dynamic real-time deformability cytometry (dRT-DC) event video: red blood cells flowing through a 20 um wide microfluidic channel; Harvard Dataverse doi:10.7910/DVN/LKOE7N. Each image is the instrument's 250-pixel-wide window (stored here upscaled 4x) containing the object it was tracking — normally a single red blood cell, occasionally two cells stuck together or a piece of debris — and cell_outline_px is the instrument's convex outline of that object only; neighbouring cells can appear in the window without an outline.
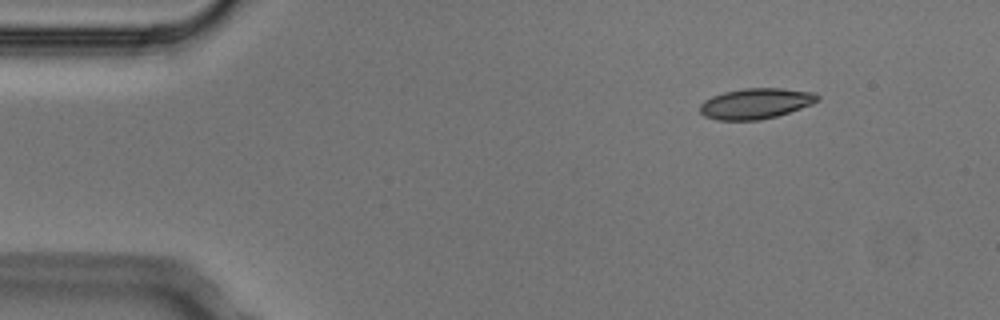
{"species": "Egyptian fruit bat (a non-hibernating species)", "species_latin": "Rousettus aegyptiacus", "temperature_condition": "cold", "stored_images_in_passage": 5, "segment_of_instrument_passage": [1, 2], "camera_frame_rate_fps": 3000, "um_per_image_px": 0.085, "animal": {"sex": "male"}, "frame": {"image": 1, "passage_image": 2, "time_ms": 0.333, "image_size_px": [1000, 320], "cell_outline_px": [[820, 100], [812, 104], [776, 116], [760, 120], [716, 120], [704, 116], [700, 112], [700, 104], [704, 100], [712, 96], [724, 92], [744, 88], [780, 88], [816, 92], [820, 96]], "centroid_in_image_um": [64.24, 8.79], "position_along_channel_um": 20.8, "area_um2": 21.04}}